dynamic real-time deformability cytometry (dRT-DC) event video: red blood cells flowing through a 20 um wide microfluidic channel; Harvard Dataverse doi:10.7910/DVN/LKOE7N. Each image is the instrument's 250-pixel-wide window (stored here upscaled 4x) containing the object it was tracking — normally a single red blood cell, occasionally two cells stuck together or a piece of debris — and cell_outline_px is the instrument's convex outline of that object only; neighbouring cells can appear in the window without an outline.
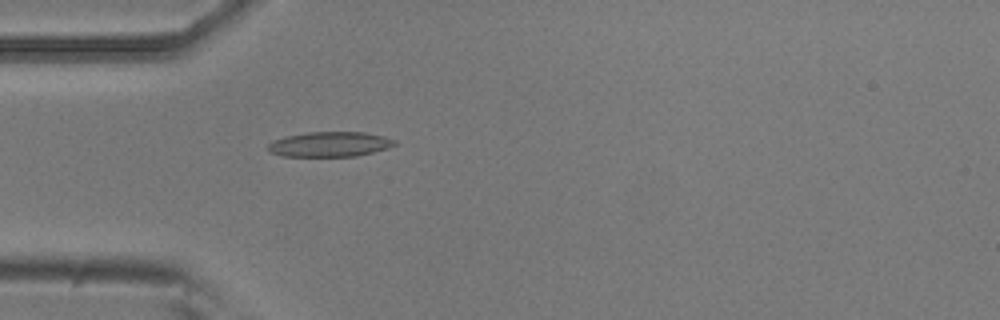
{"species": "common noctule bat (a hibernating species)", "species_latin": "Nyctalus noctula", "temperature_condition": "room temperature", "stored_images_in_passage": 46, "camera_frame_rate_fps": 3000, "um_per_image_px": 0.085, "animal": {"sex": "male", "body_mass_g": 20.5, "forearm_length_mm": 52.5}, "frame": {"image": 1, "passage_image": 8, "time_ms": 2.333, "image_size_px": [1000, 320], "cell_outline_px": [[396, 144], [388, 148], [356, 156], [280, 156], [268, 152], [268, 144], [272, 140], [288, 136], [308, 132], [364, 132], [384, 136], [396, 140]], "centroid_in_image_um": [28.01, 12.26], "position_along_channel_um": 57.0, "area_um2": 18.44}}
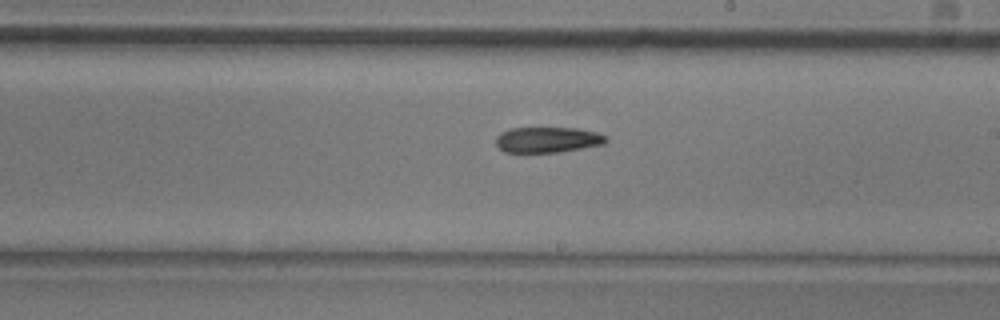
{"frame": {"image": 2, "passage_image": 23, "time_ms": 7.333, "image_size_px": [1000, 320], "cell_outline_px": [[608, 140], [604, 144], [556, 152], [504, 152], [496, 144], [496, 136], [500, 132], [512, 128], [580, 128], [596, 132], [608, 136]], "centroid_in_image_um": [46.55, 11.87], "position_along_channel_um": 242.4, "area_um2": 16.42}}
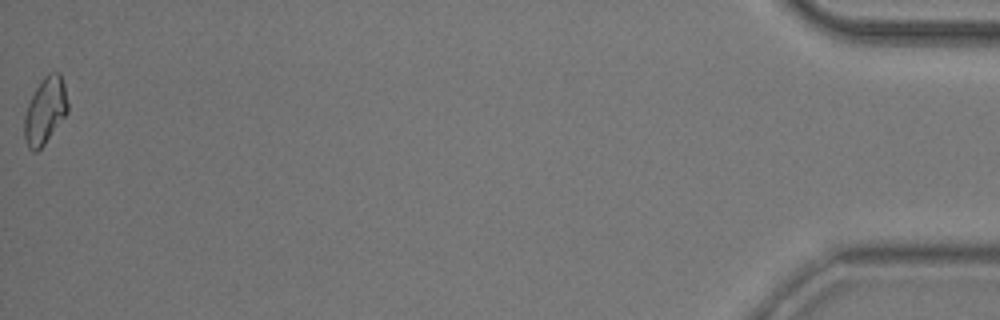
{"frame": {"image": 3, "passage_image": 46, "time_ms": 15.0, "image_size_px": [1000, 320], "cell_outline_px": [[68, 112], [44, 144], [36, 152], [32, 152], [28, 148], [24, 140], [24, 116], [28, 104], [36, 88], [44, 76], [48, 72], [60, 72], [64, 84], [68, 104]], "centroid_in_image_um": [3.83, 9.41], "position_along_channel_um": 431.4, "area_um2": 16.82}}